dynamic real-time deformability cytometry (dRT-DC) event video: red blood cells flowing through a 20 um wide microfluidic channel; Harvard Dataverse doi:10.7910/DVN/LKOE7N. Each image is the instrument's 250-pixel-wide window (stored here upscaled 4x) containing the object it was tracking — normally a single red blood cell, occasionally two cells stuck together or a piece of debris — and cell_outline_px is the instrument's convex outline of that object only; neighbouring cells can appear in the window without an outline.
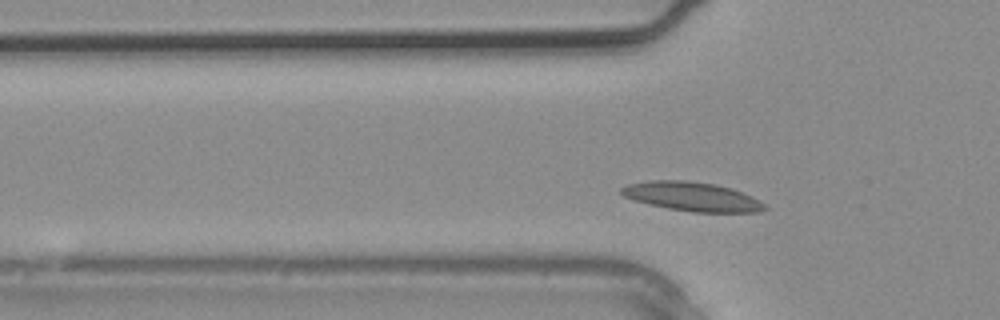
{"species": "common noctule bat (a hibernating species)", "species_latin": "Nyctalus noctula", "temperature_condition": "warm", "stored_images_in_passage": 2, "camera_frame_rate_fps": 3000, "um_per_image_px": 0.085, "animal": {"sex": "male", "body_mass_g": 20.4}, "frame": {"image": 1, "passage_image": 2, "time_ms": 0.333, "image_size_px": [1000, 320], "cell_outline_px": [[768, 208], [760, 212], [692, 212], [668, 208], [648, 204], [624, 196], [620, 192], [620, 188], [628, 184], [648, 180], [684, 180], [716, 184], [732, 188], [744, 192], [760, 200]], "centroid_in_image_um": [58.86, 16.7], "position_along_channel_um": 66.9, "area_um2": 24.39}}